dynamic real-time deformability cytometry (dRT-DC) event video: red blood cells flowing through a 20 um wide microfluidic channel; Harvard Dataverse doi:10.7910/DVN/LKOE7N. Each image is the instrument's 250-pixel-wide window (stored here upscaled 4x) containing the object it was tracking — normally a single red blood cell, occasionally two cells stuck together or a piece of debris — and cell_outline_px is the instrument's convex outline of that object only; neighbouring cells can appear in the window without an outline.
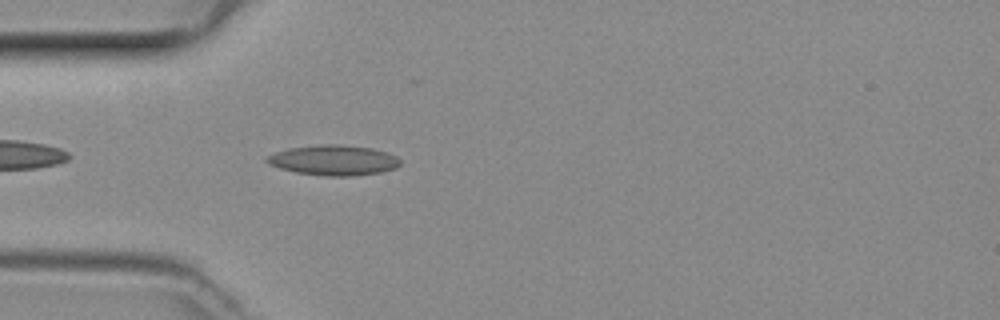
{"species": "common noctule bat (a hibernating species)", "species_latin": "Nyctalus noctula", "temperature_condition": "room temperature", "stored_images_in_passage": 37, "camera_frame_rate_fps": 3000, "um_per_image_px": 0.085, "animal": {"sex": "female", "body_mass_g": 29.2, "forearm_length_mm": 56.3}, "frame": {"image": 1, "passage_image": 3, "time_ms": 0.667, "image_size_px": [1000, 320], "cell_outline_px": [[400, 164], [396, 168], [380, 172], [348, 176], [328, 176], [296, 172], [280, 168], [268, 164], [264, 160], [268, 156], [276, 152], [288, 148], [324, 144], [336, 144], [372, 148], [396, 156], [400, 160]], "centroid_in_image_um": [28.34, 13.61], "position_along_channel_um": 56.7, "area_um2": 23.24}}
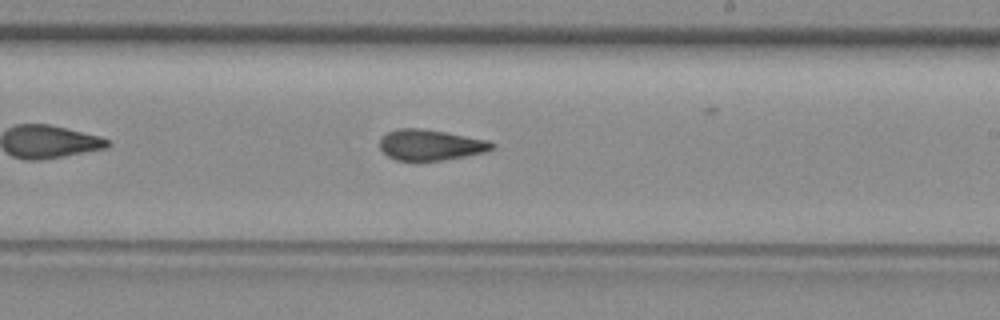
{"frame": {"image": 2, "passage_image": 17, "time_ms": 5.333, "image_size_px": [1000, 320], "cell_outline_px": [[496, 144], [492, 148], [484, 152], [444, 160], [396, 160], [388, 156], [380, 148], [380, 140], [388, 132], [400, 128], [416, 128], [444, 132], [488, 140]], "centroid_in_image_um": [36.59, 12.32], "position_along_channel_um": 252.4, "area_um2": 19.71}}
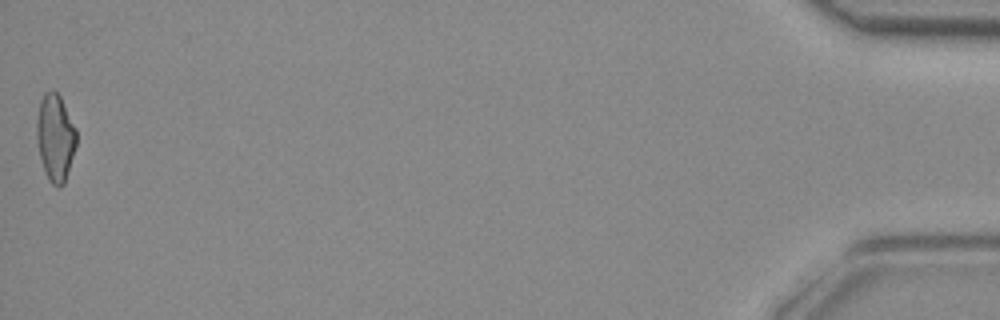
{"frame": {"image": 3, "passage_image": 37, "time_ms": 12.0, "image_size_px": [1000, 320], "cell_outline_px": [[76, 144], [64, 184], [60, 188], [56, 188], [48, 180], [44, 172], [40, 156], [36, 136], [36, 120], [40, 100], [44, 92], [56, 92], [60, 96], [76, 128]], "centroid_in_image_um": [4.68, 11.72], "position_along_channel_um": 430.5, "area_um2": 20.11}}